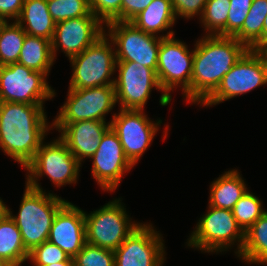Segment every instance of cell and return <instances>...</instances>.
Instances as JSON below:
<instances>
[{"instance_id": "43", "label": "cell", "mask_w": 267, "mask_h": 266, "mask_svg": "<svg viewBox=\"0 0 267 266\" xmlns=\"http://www.w3.org/2000/svg\"><path fill=\"white\" fill-rule=\"evenodd\" d=\"M0 266H11V265L8 264L5 260L0 258Z\"/></svg>"}, {"instance_id": "33", "label": "cell", "mask_w": 267, "mask_h": 266, "mask_svg": "<svg viewBox=\"0 0 267 266\" xmlns=\"http://www.w3.org/2000/svg\"><path fill=\"white\" fill-rule=\"evenodd\" d=\"M91 12L105 25L121 21L122 0H88Z\"/></svg>"}, {"instance_id": "4", "label": "cell", "mask_w": 267, "mask_h": 266, "mask_svg": "<svg viewBox=\"0 0 267 266\" xmlns=\"http://www.w3.org/2000/svg\"><path fill=\"white\" fill-rule=\"evenodd\" d=\"M186 243L192 249L216 254L237 245L234 253L238 256L244 243V231L232 210L208 205L207 212L200 217Z\"/></svg>"}, {"instance_id": "40", "label": "cell", "mask_w": 267, "mask_h": 266, "mask_svg": "<svg viewBox=\"0 0 267 266\" xmlns=\"http://www.w3.org/2000/svg\"><path fill=\"white\" fill-rule=\"evenodd\" d=\"M6 213V204L0 198V218Z\"/></svg>"}, {"instance_id": "38", "label": "cell", "mask_w": 267, "mask_h": 266, "mask_svg": "<svg viewBox=\"0 0 267 266\" xmlns=\"http://www.w3.org/2000/svg\"><path fill=\"white\" fill-rule=\"evenodd\" d=\"M267 62V38H265L255 49Z\"/></svg>"}, {"instance_id": "23", "label": "cell", "mask_w": 267, "mask_h": 266, "mask_svg": "<svg viewBox=\"0 0 267 266\" xmlns=\"http://www.w3.org/2000/svg\"><path fill=\"white\" fill-rule=\"evenodd\" d=\"M0 258L11 266H22L29 258L20 230L7 212L0 218Z\"/></svg>"}, {"instance_id": "42", "label": "cell", "mask_w": 267, "mask_h": 266, "mask_svg": "<svg viewBox=\"0 0 267 266\" xmlns=\"http://www.w3.org/2000/svg\"><path fill=\"white\" fill-rule=\"evenodd\" d=\"M6 22L7 21L3 17L0 16V31H1L2 27L6 24Z\"/></svg>"}, {"instance_id": "27", "label": "cell", "mask_w": 267, "mask_h": 266, "mask_svg": "<svg viewBox=\"0 0 267 266\" xmlns=\"http://www.w3.org/2000/svg\"><path fill=\"white\" fill-rule=\"evenodd\" d=\"M11 23L7 21L0 31V66L18 62L27 34L16 21Z\"/></svg>"}, {"instance_id": "3", "label": "cell", "mask_w": 267, "mask_h": 266, "mask_svg": "<svg viewBox=\"0 0 267 266\" xmlns=\"http://www.w3.org/2000/svg\"><path fill=\"white\" fill-rule=\"evenodd\" d=\"M66 202L62 197L31 188L25 183L17 216L6 206V212L19 228L28 252L48 241L54 217Z\"/></svg>"}, {"instance_id": "35", "label": "cell", "mask_w": 267, "mask_h": 266, "mask_svg": "<svg viewBox=\"0 0 267 266\" xmlns=\"http://www.w3.org/2000/svg\"><path fill=\"white\" fill-rule=\"evenodd\" d=\"M176 18L181 16L187 20L203 13L207 0H171Z\"/></svg>"}, {"instance_id": "31", "label": "cell", "mask_w": 267, "mask_h": 266, "mask_svg": "<svg viewBox=\"0 0 267 266\" xmlns=\"http://www.w3.org/2000/svg\"><path fill=\"white\" fill-rule=\"evenodd\" d=\"M73 262L74 266H115L114 251L86 243Z\"/></svg>"}, {"instance_id": "22", "label": "cell", "mask_w": 267, "mask_h": 266, "mask_svg": "<svg viewBox=\"0 0 267 266\" xmlns=\"http://www.w3.org/2000/svg\"><path fill=\"white\" fill-rule=\"evenodd\" d=\"M241 175L237 169H231L212 181L208 204L217 208L232 210L248 190Z\"/></svg>"}, {"instance_id": "30", "label": "cell", "mask_w": 267, "mask_h": 266, "mask_svg": "<svg viewBox=\"0 0 267 266\" xmlns=\"http://www.w3.org/2000/svg\"><path fill=\"white\" fill-rule=\"evenodd\" d=\"M47 5L56 23L91 13L88 0H47Z\"/></svg>"}, {"instance_id": "16", "label": "cell", "mask_w": 267, "mask_h": 266, "mask_svg": "<svg viewBox=\"0 0 267 266\" xmlns=\"http://www.w3.org/2000/svg\"><path fill=\"white\" fill-rule=\"evenodd\" d=\"M92 176L103 191L114 192L123 175L134 165L126 157L122 144L111 126L101 138L96 153L90 158Z\"/></svg>"}, {"instance_id": "28", "label": "cell", "mask_w": 267, "mask_h": 266, "mask_svg": "<svg viewBox=\"0 0 267 266\" xmlns=\"http://www.w3.org/2000/svg\"><path fill=\"white\" fill-rule=\"evenodd\" d=\"M230 0H207L200 18L205 35L227 36V18Z\"/></svg>"}, {"instance_id": "8", "label": "cell", "mask_w": 267, "mask_h": 266, "mask_svg": "<svg viewBox=\"0 0 267 266\" xmlns=\"http://www.w3.org/2000/svg\"><path fill=\"white\" fill-rule=\"evenodd\" d=\"M170 36L161 38L158 50L156 76L162 91L170 94L175 88L182 89L183 97L191 103V78L194 49L190 51L185 42Z\"/></svg>"}, {"instance_id": "13", "label": "cell", "mask_w": 267, "mask_h": 266, "mask_svg": "<svg viewBox=\"0 0 267 266\" xmlns=\"http://www.w3.org/2000/svg\"><path fill=\"white\" fill-rule=\"evenodd\" d=\"M67 101L52 123H75L85 120L105 121L116 105L114 86L68 89Z\"/></svg>"}, {"instance_id": "41", "label": "cell", "mask_w": 267, "mask_h": 266, "mask_svg": "<svg viewBox=\"0 0 267 266\" xmlns=\"http://www.w3.org/2000/svg\"><path fill=\"white\" fill-rule=\"evenodd\" d=\"M267 38V16L265 17L264 25H263V40Z\"/></svg>"}, {"instance_id": "21", "label": "cell", "mask_w": 267, "mask_h": 266, "mask_svg": "<svg viewBox=\"0 0 267 266\" xmlns=\"http://www.w3.org/2000/svg\"><path fill=\"white\" fill-rule=\"evenodd\" d=\"M16 22L28 35L50 41L53 38L56 22L49 13L47 0H24Z\"/></svg>"}, {"instance_id": "20", "label": "cell", "mask_w": 267, "mask_h": 266, "mask_svg": "<svg viewBox=\"0 0 267 266\" xmlns=\"http://www.w3.org/2000/svg\"><path fill=\"white\" fill-rule=\"evenodd\" d=\"M176 19L171 0H153L130 22L145 33L155 36L169 29L165 35L170 37L175 35L171 28L177 21Z\"/></svg>"}, {"instance_id": "18", "label": "cell", "mask_w": 267, "mask_h": 266, "mask_svg": "<svg viewBox=\"0 0 267 266\" xmlns=\"http://www.w3.org/2000/svg\"><path fill=\"white\" fill-rule=\"evenodd\" d=\"M48 241L74 258L86 244L84 211L67 201L54 217Z\"/></svg>"}, {"instance_id": "39", "label": "cell", "mask_w": 267, "mask_h": 266, "mask_svg": "<svg viewBox=\"0 0 267 266\" xmlns=\"http://www.w3.org/2000/svg\"><path fill=\"white\" fill-rule=\"evenodd\" d=\"M45 266H74L73 258H69L67 261L58 262L51 265H45Z\"/></svg>"}, {"instance_id": "2", "label": "cell", "mask_w": 267, "mask_h": 266, "mask_svg": "<svg viewBox=\"0 0 267 266\" xmlns=\"http://www.w3.org/2000/svg\"><path fill=\"white\" fill-rule=\"evenodd\" d=\"M191 104H202L249 48L232 36L204 35L194 45Z\"/></svg>"}, {"instance_id": "11", "label": "cell", "mask_w": 267, "mask_h": 266, "mask_svg": "<svg viewBox=\"0 0 267 266\" xmlns=\"http://www.w3.org/2000/svg\"><path fill=\"white\" fill-rule=\"evenodd\" d=\"M46 77L18 62L0 66V102L44 105L56 95Z\"/></svg>"}, {"instance_id": "17", "label": "cell", "mask_w": 267, "mask_h": 266, "mask_svg": "<svg viewBox=\"0 0 267 266\" xmlns=\"http://www.w3.org/2000/svg\"><path fill=\"white\" fill-rule=\"evenodd\" d=\"M103 25L92 12L87 16L56 23L51 40L54 60L60 48L69 59L79 55L105 33Z\"/></svg>"}, {"instance_id": "14", "label": "cell", "mask_w": 267, "mask_h": 266, "mask_svg": "<svg viewBox=\"0 0 267 266\" xmlns=\"http://www.w3.org/2000/svg\"><path fill=\"white\" fill-rule=\"evenodd\" d=\"M111 128L116 132L124 153L135 166L156 136L162 120L147 117L144 110L120 109L112 114Z\"/></svg>"}, {"instance_id": "1", "label": "cell", "mask_w": 267, "mask_h": 266, "mask_svg": "<svg viewBox=\"0 0 267 266\" xmlns=\"http://www.w3.org/2000/svg\"><path fill=\"white\" fill-rule=\"evenodd\" d=\"M44 105L0 102V149L25 168L52 129Z\"/></svg>"}, {"instance_id": "36", "label": "cell", "mask_w": 267, "mask_h": 266, "mask_svg": "<svg viewBox=\"0 0 267 266\" xmlns=\"http://www.w3.org/2000/svg\"><path fill=\"white\" fill-rule=\"evenodd\" d=\"M153 0H122L121 21H131L146 9Z\"/></svg>"}, {"instance_id": "19", "label": "cell", "mask_w": 267, "mask_h": 266, "mask_svg": "<svg viewBox=\"0 0 267 266\" xmlns=\"http://www.w3.org/2000/svg\"><path fill=\"white\" fill-rule=\"evenodd\" d=\"M110 121L85 120L75 123H52V129H57L59 138L66 144L70 152L80 164L84 159L91 158L100 145Z\"/></svg>"}, {"instance_id": "7", "label": "cell", "mask_w": 267, "mask_h": 266, "mask_svg": "<svg viewBox=\"0 0 267 266\" xmlns=\"http://www.w3.org/2000/svg\"><path fill=\"white\" fill-rule=\"evenodd\" d=\"M84 217L86 243L113 251L141 224L131 221L121 198L109 201L89 214L84 212Z\"/></svg>"}, {"instance_id": "29", "label": "cell", "mask_w": 267, "mask_h": 266, "mask_svg": "<svg viewBox=\"0 0 267 266\" xmlns=\"http://www.w3.org/2000/svg\"><path fill=\"white\" fill-rule=\"evenodd\" d=\"M262 204L263 202L257 196L247 190L234 205L233 215L244 232L267 212L263 209Z\"/></svg>"}, {"instance_id": "9", "label": "cell", "mask_w": 267, "mask_h": 266, "mask_svg": "<svg viewBox=\"0 0 267 266\" xmlns=\"http://www.w3.org/2000/svg\"><path fill=\"white\" fill-rule=\"evenodd\" d=\"M118 76L115 78L116 103L120 104V109L144 110L145 104L152 89L162 92L160 105L167 106L171 102L160 88L156 72L136 62H116Z\"/></svg>"}, {"instance_id": "10", "label": "cell", "mask_w": 267, "mask_h": 266, "mask_svg": "<svg viewBox=\"0 0 267 266\" xmlns=\"http://www.w3.org/2000/svg\"><path fill=\"white\" fill-rule=\"evenodd\" d=\"M104 27L114 43L116 62L132 61L157 71L158 50L166 35L145 33L130 21H111Z\"/></svg>"}, {"instance_id": "15", "label": "cell", "mask_w": 267, "mask_h": 266, "mask_svg": "<svg viewBox=\"0 0 267 266\" xmlns=\"http://www.w3.org/2000/svg\"><path fill=\"white\" fill-rule=\"evenodd\" d=\"M163 242L152 223H141L114 250L115 266H163L166 259Z\"/></svg>"}, {"instance_id": "37", "label": "cell", "mask_w": 267, "mask_h": 266, "mask_svg": "<svg viewBox=\"0 0 267 266\" xmlns=\"http://www.w3.org/2000/svg\"><path fill=\"white\" fill-rule=\"evenodd\" d=\"M24 0H0V16L8 22L16 21L23 8Z\"/></svg>"}, {"instance_id": "34", "label": "cell", "mask_w": 267, "mask_h": 266, "mask_svg": "<svg viewBox=\"0 0 267 266\" xmlns=\"http://www.w3.org/2000/svg\"><path fill=\"white\" fill-rule=\"evenodd\" d=\"M253 0H230L227 18V36H234L243 26Z\"/></svg>"}, {"instance_id": "26", "label": "cell", "mask_w": 267, "mask_h": 266, "mask_svg": "<svg viewBox=\"0 0 267 266\" xmlns=\"http://www.w3.org/2000/svg\"><path fill=\"white\" fill-rule=\"evenodd\" d=\"M267 16V0H253L242 28L233 36L249 49L263 41V25Z\"/></svg>"}, {"instance_id": "24", "label": "cell", "mask_w": 267, "mask_h": 266, "mask_svg": "<svg viewBox=\"0 0 267 266\" xmlns=\"http://www.w3.org/2000/svg\"><path fill=\"white\" fill-rule=\"evenodd\" d=\"M55 61L50 40L26 34L18 63L48 76Z\"/></svg>"}, {"instance_id": "6", "label": "cell", "mask_w": 267, "mask_h": 266, "mask_svg": "<svg viewBox=\"0 0 267 266\" xmlns=\"http://www.w3.org/2000/svg\"><path fill=\"white\" fill-rule=\"evenodd\" d=\"M80 167L81 164L58 137L48 144H41L34 159L24 168L28 171L25 183L31 188L43 191L38 181L46 175L55 187L76 184Z\"/></svg>"}, {"instance_id": "32", "label": "cell", "mask_w": 267, "mask_h": 266, "mask_svg": "<svg viewBox=\"0 0 267 266\" xmlns=\"http://www.w3.org/2000/svg\"><path fill=\"white\" fill-rule=\"evenodd\" d=\"M69 258L70 257L57 245L45 241L29 252L28 260L34 264L33 266H45L67 261Z\"/></svg>"}, {"instance_id": "25", "label": "cell", "mask_w": 267, "mask_h": 266, "mask_svg": "<svg viewBox=\"0 0 267 266\" xmlns=\"http://www.w3.org/2000/svg\"><path fill=\"white\" fill-rule=\"evenodd\" d=\"M237 257L248 264H267V212L244 232V243Z\"/></svg>"}, {"instance_id": "12", "label": "cell", "mask_w": 267, "mask_h": 266, "mask_svg": "<svg viewBox=\"0 0 267 266\" xmlns=\"http://www.w3.org/2000/svg\"><path fill=\"white\" fill-rule=\"evenodd\" d=\"M266 84L267 62L255 49H249L201 105L215 106Z\"/></svg>"}, {"instance_id": "5", "label": "cell", "mask_w": 267, "mask_h": 266, "mask_svg": "<svg viewBox=\"0 0 267 266\" xmlns=\"http://www.w3.org/2000/svg\"><path fill=\"white\" fill-rule=\"evenodd\" d=\"M69 62L73 71L69 89L114 86L115 77L113 75L116 72L115 47L106 33L79 55L70 58Z\"/></svg>"}]
</instances>
